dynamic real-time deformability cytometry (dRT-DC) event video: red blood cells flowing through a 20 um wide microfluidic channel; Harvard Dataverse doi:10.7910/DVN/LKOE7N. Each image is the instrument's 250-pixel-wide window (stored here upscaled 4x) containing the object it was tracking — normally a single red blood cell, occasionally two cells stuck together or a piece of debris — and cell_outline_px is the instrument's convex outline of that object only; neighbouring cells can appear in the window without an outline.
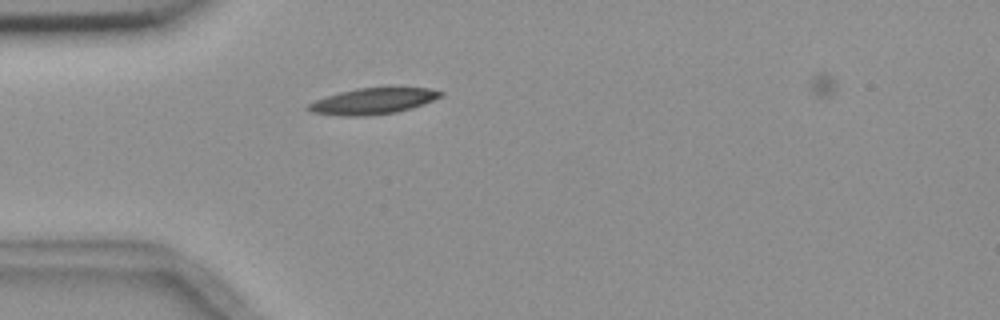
{"species": "common noctule bat (a hibernating species)", "species_latin": "Nyctalus noctula", "temperature_condition": "room temperature", "stored_images_in_passage": 1, "camera_frame_rate_fps": 3000, "um_per_image_px": 0.085, "animal": {"sex": "female", "body_mass_g": 18.4}, "frame": {"image": 1, "passage_image": 1, "time_ms": 0.0, "image_size_px": [1000, 320], "cell_outline_px": [[444, 92], [440, 96], [424, 104], [412, 108], [396, 112], [364, 116], [344, 116], [312, 112], [304, 108], [308, 104], [316, 100], [340, 92], [356, 88], [388, 84], [428, 88]], "centroid_in_image_um": [31.75, 8.54], "position_along_channel_um": 53.2, "area_um2": 20.87}}